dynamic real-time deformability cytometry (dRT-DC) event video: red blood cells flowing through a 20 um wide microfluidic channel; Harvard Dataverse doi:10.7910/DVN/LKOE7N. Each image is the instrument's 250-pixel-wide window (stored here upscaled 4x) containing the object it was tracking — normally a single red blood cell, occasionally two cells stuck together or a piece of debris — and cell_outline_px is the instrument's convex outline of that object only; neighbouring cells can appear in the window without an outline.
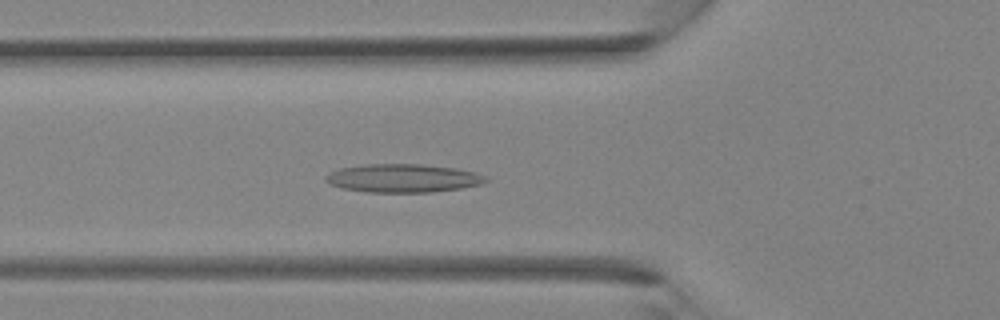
{"species": "Egyptian fruit bat (a non-hibernating species)", "species_latin": "Rousettus aegyptiacus", "temperature_condition": "room temperature", "stored_images_in_passage": 29, "camera_frame_rate_fps": 3000, "um_per_image_px": 0.085, "animal": {"sex": "female"}, "frame": {"image": 1, "passage_image": 6, "time_ms": 1.667, "image_size_px": [1000, 320], "cell_outline_px": [[488, 180], [480, 184], [460, 188], [432, 192], [368, 192], [340, 188], [328, 184], [324, 180], [324, 176], [328, 172], [340, 168], [364, 164], [420, 164], [456, 168], [476, 172], [488, 176]], "centroid_in_image_um": [34.21, 15.14], "position_along_channel_um": 91.6, "area_um2": 26.7}}
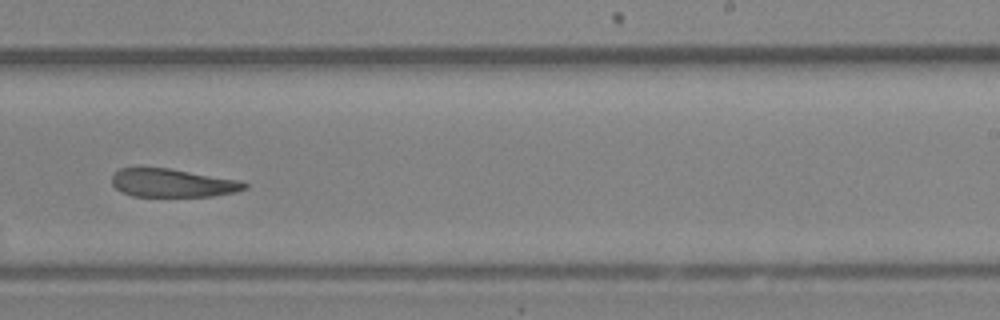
{"frame": {"image": 2, "passage_image": 16, "time_ms": 5.0, "image_size_px": [1000, 320], "cell_outline_px": [[248, 188], [236, 192], [212, 196], [132, 196], [120, 192], [112, 184], [112, 172], [120, 168], [168, 168], [240, 180], [248, 184]], "centroid_in_image_um": [14.66, 15.55], "position_along_channel_um": 274.3, "area_um2": 21.96}}
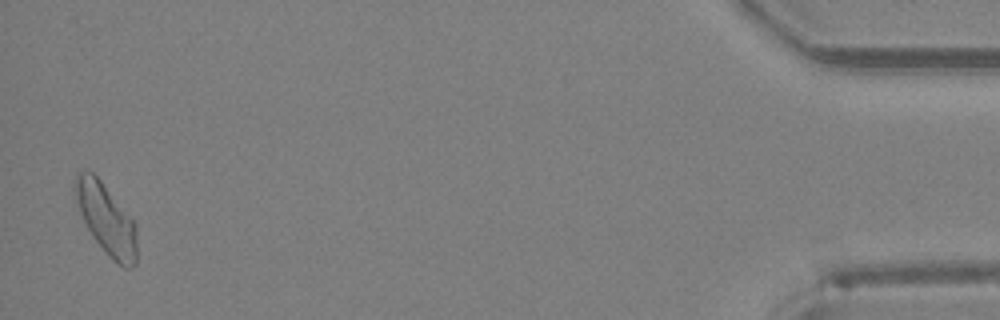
{"frame": {"image": 3, "passage_image": 29, "time_ms": 9.333, "image_size_px": [1000, 320], "cell_outline_px": [[136, 264], [132, 268], [124, 268], [112, 260], [92, 236], [80, 212], [72, 192], [72, 184], [76, 176], [80, 172], [92, 172], [100, 180], [136, 224]], "centroid_in_image_um": [9.01, 18.64], "position_along_channel_um": 426.2, "area_um2": 25.14}}